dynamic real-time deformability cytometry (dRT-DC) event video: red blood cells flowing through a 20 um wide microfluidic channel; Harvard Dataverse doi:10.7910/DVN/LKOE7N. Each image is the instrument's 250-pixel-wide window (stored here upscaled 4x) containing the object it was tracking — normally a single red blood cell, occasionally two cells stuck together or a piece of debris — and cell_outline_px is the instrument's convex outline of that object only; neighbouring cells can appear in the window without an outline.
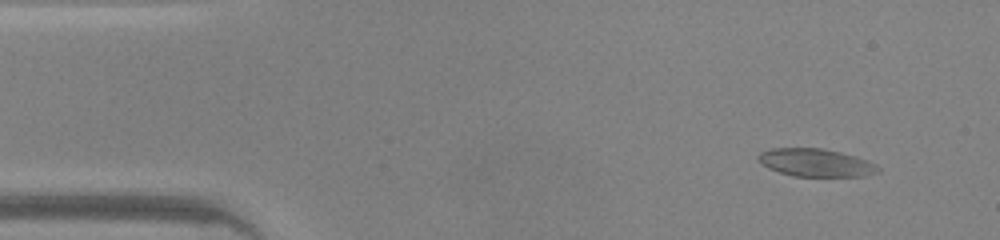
{"species": "common noctule bat (a hibernating species)", "species_latin": "Nyctalus noctula", "temperature_condition": "warm", "stored_images_in_passage": 48, "camera_frame_rate_fps": 3000, "um_per_image_px": 0.085, "animal": {"sex": "male", "body_mass_g": 20.0, "forearm_length_mm": 53.3}, "frame": {"image": 1, "passage_image": 4, "time_ms": 1.0, "image_size_px": [1000, 240], "cell_outline_px": [[880, 172], [864, 176], [792, 176], [768, 168], [756, 156], [760, 152], [768, 148], [820, 148], [840, 152], [856, 156], [868, 160], [876, 164], [880, 168]], "centroid_in_image_um": [69.37, 13.82], "position_along_channel_um": 15.6, "area_um2": 19.48}}
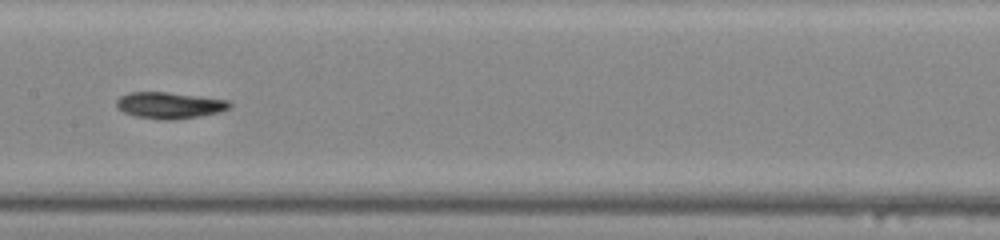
{"frame": {"image": 2, "passage_image": 23, "time_ms": 7.333, "image_size_px": [1000, 240], "cell_outline_px": [[232, 108], [220, 112], [200, 116], [172, 120], [136, 116], [124, 112], [116, 108], [116, 100], [120, 96], [128, 92], [168, 92], [228, 100], [232, 104]], "centroid_in_image_um": [14.42, 8.94], "position_along_channel_um": 193.0, "area_um2": 17.4}}
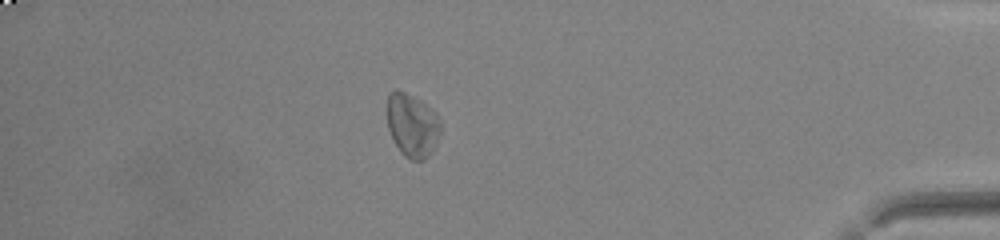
{"frame": {"image": 3, "passage_image": 41, "time_ms": 13.333, "image_size_px": [1000, 240], "cell_outline_px": [[440, 132], [436, 144], [432, 152], [424, 160], [412, 160], [404, 156], [400, 152], [388, 128], [388, 92], [396, 88], [420, 100], [436, 112], [440, 120]], "centroid_in_image_um": [35.05, 10.64], "position_along_channel_um": 400.1, "area_um2": 19.77}, "authors_computed_cell_mechanics": {"area_um2": 17.7157, "velocity_mm_per_s": 4.2294, "shape_relaxation_time_tau1_ms": 3.2028, "shape_relaxation_time_tau2_ms": null, "deformation_change_tau1": 0.1432, "deformation_change_tau2": null}}